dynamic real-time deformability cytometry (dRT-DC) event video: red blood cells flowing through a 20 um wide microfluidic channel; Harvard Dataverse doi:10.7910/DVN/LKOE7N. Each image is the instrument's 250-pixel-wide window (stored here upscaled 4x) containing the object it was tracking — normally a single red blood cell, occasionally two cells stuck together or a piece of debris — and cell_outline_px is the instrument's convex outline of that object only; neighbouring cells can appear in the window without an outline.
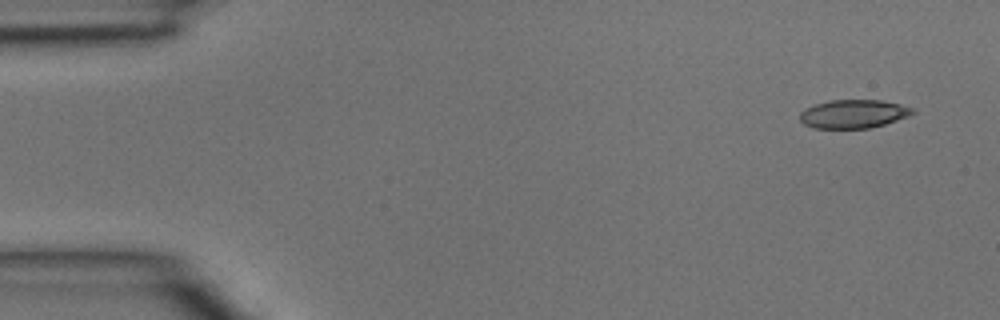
{"species": "common noctule bat (a hibernating species)", "species_latin": "Nyctalus noctula", "temperature_condition": "room temperature", "stored_images_in_passage": 5, "camera_frame_rate_fps": 3000, "um_per_image_px": 0.085, "animal": {"sex": "male", "body_mass_g": 15.6}, "frame": {"image": 1, "passage_image": 1, "time_ms": 0.0, "image_size_px": [1000, 320], "cell_outline_px": [[916, 112], [908, 116], [872, 128], [812, 128], [804, 124], [800, 120], [800, 112], [804, 108], [816, 104], [832, 100], [880, 100], [900, 104], [912, 108]], "centroid_in_image_um": [72.52, 9.68], "position_along_channel_um": 12.5, "area_um2": 18.67}}